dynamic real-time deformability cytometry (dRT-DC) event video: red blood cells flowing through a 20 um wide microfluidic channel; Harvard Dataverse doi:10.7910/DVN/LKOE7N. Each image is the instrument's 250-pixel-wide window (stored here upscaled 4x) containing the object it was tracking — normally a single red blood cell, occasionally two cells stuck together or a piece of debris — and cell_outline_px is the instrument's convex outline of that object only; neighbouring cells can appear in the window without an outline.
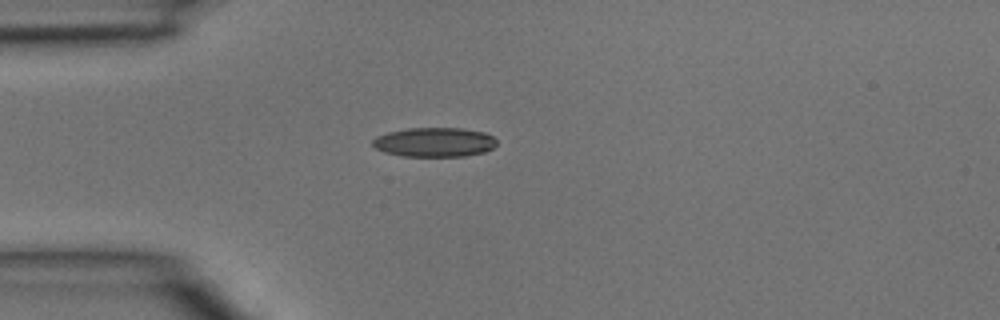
{"species": "common noctule bat (a hibernating species)", "species_latin": "Nyctalus noctula", "temperature_condition": "room temperature", "stored_images_in_passage": 1, "camera_frame_rate_fps": 3000, "um_per_image_px": 0.085, "animal": {"sex": "male", "body_mass_g": 15.6}, "frame": {"image": 1, "passage_image": 1, "time_ms": 0.0, "image_size_px": [1000, 320], "cell_outline_px": [[496, 144], [492, 148], [484, 152], [464, 156], [404, 156], [384, 152], [376, 148], [372, 144], [372, 140], [376, 136], [388, 132], [408, 128], [460, 128], [484, 132], [492, 136], [496, 140]], "centroid_in_image_um": [36.91, 12.08], "position_along_channel_um": 48.1, "area_um2": 21.15}}